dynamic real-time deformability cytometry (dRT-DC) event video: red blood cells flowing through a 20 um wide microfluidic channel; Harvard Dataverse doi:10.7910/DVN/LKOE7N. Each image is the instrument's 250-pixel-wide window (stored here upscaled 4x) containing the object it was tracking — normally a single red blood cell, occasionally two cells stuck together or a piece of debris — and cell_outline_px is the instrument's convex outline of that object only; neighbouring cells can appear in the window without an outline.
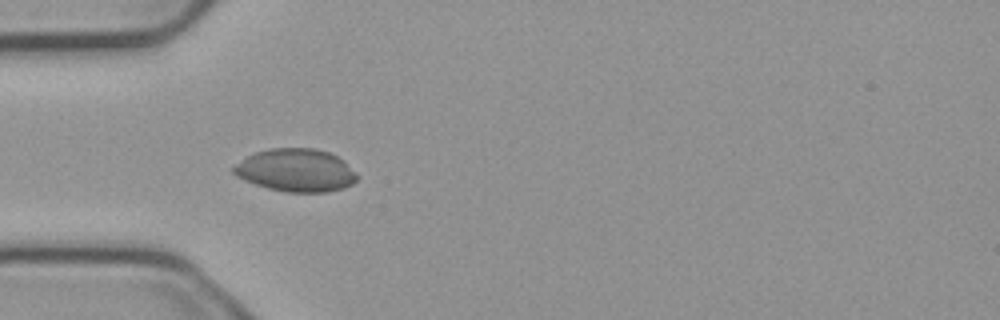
{"species": "common noctule bat (a hibernating species)", "species_latin": "Nyctalus noctula", "temperature_condition": "cold", "stored_images_in_passage": 5, "camera_frame_rate_fps": 3000, "um_per_image_px": 0.085, "animal": {"sex": "male", "body_mass_g": 23.1, "forearm_length_mm": 52.7}, "frame": {"image": 1, "passage_image": 4, "time_ms": 1.0, "image_size_px": [1000, 320], "cell_outline_px": [[356, 180], [352, 184], [344, 188], [328, 192], [284, 192], [268, 188], [244, 180], [236, 176], [232, 172], [232, 168], [236, 164], [248, 156], [256, 152], [272, 148], [312, 148], [328, 152], [344, 160], [356, 172]], "centroid_in_image_um": [25.16, 14.48], "position_along_channel_um": 59.8, "area_um2": 30.75}}
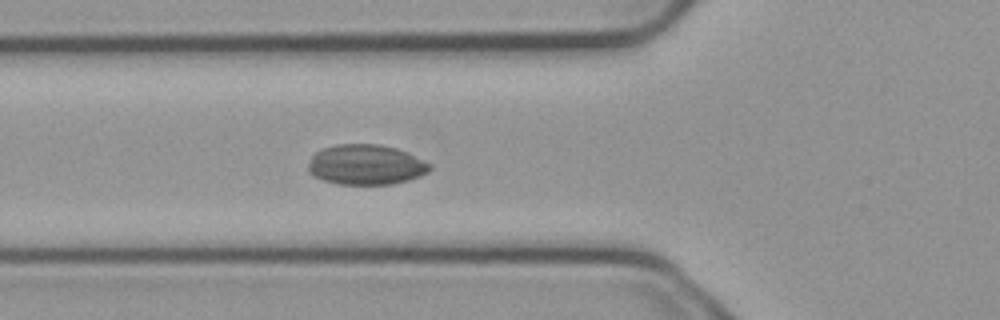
{"frame": {"image": 2, "passage_image": 5, "time_ms": 1.333, "image_size_px": [1000, 320], "cell_outline_px": [[432, 168], [428, 172], [420, 176], [408, 180], [392, 184], [336, 184], [312, 176], [308, 172], [308, 164], [312, 156], [316, 152], [324, 148], [336, 144], [380, 144], [396, 148], [432, 164]], "centroid_in_image_um": [31.09, 14.0], "position_along_channel_um": 94.7, "area_um2": 28.5}}